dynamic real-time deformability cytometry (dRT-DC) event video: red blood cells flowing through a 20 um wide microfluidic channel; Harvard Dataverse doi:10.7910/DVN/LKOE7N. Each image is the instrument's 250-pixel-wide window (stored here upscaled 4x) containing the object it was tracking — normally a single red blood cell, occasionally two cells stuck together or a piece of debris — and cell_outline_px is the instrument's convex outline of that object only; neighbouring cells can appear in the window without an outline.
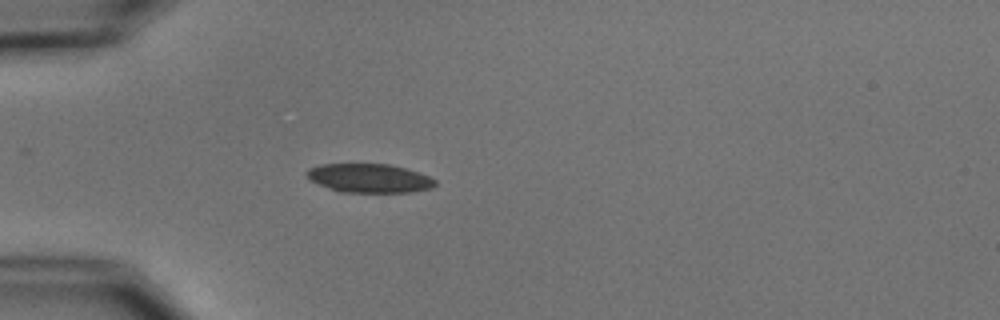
{"species": "common noctule bat (a hibernating species)", "species_latin": "Nyctalus noctula", "temperature_condition": "cold", "stored_images_in_passage": 4, "camera_frame_rate_fps": 3000, "um_per_image_px": 0.085, "animal": {"sex": "male", "body_mass_g": 15.6}, "frame": {"image": 1, "passage_image": 4, "time_ms": 3.667, "image_size_px": [1000, 320], "cell_outline_px": [[436, 184], [432, 188], [412, 192], [340, 192], [320, 184], [312, 180], [304, 172], [308, 168], [320, 164], [388, 164], [404, 168], [428, 176], [436, 180]], "centroid_in_image_um": [31.39, 15.14], "position_along_channel_um": 53.6, "area_um2": 21.39}}